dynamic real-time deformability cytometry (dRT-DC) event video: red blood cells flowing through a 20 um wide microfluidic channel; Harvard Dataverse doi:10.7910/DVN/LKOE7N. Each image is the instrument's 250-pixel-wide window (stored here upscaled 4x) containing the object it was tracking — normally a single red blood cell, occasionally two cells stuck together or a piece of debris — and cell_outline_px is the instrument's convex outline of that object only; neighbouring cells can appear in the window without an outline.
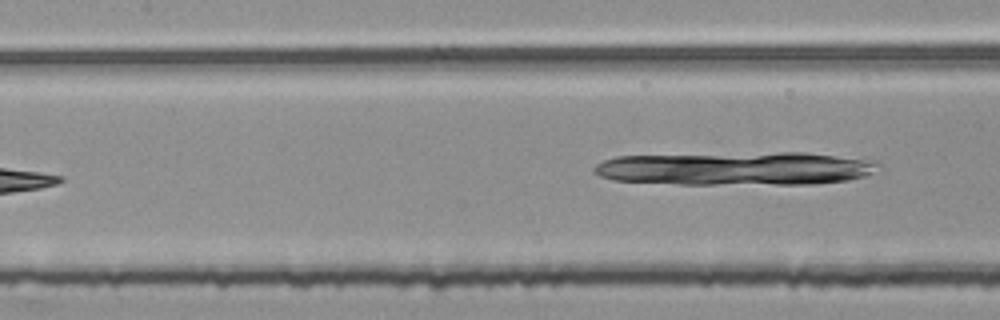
{"species": "common noctule bat (a hibernating species)", "species_latin": "Nyctalus noctula", "temperature_condition": "room temperature", "stored_images_in_passage": 5, "camera_frame_rate_fps": 3000, "um_per_image_px": 0.085, "animal": {"sex": "female", "body_mass_g": 25.1}, "frame": {"image": 1, "passage_image": 5, "time_ms": 1.333, "image_size_px": [1000, 320], "cell_outline_px": [[880, 164], [868, 176], [848, 180], [816, 184], [680, 184], [612, 180], [600, 176], [592, 172], [592, 168], [596, 164], [604, 160], [616, 156], [780, 152], [808, 152], [860, 160]], "centroid_in_image_um": [62.45, 14.33], "position_along_channel_um": 145.0, "area_um2": 55.14}}